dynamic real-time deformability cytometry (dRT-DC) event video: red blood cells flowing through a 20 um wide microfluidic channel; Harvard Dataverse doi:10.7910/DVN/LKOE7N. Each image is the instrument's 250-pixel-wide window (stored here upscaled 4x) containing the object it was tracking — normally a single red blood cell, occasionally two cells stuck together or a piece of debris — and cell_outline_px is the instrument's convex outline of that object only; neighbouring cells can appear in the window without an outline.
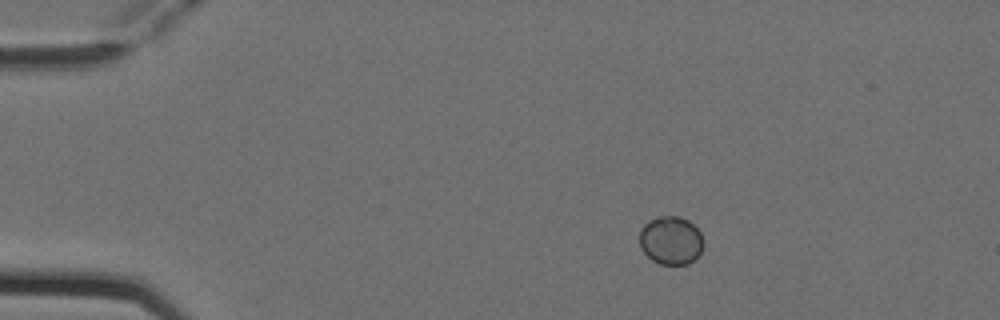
{"species": "Egyptian fruit bat (a non-hibernating species)", "species_latin": "Rousettus aegyptiacus", "temperature_condition": "cold", "stored_images_in_passage": 3, "camera_frame_rate_fps": 3000, "um_per_image_px": 0.085, "animal": {"sex": "female"}, "frame": {"image": 1, "passage_image": 2, "time_ms": 0.333, "image_size_px": [1000, 320], "cell_outline_px": [[704, 244], [700, 252], [688, 264], [660, 264], [652, 260], [640, 248], [640, 228], [648, 220], [660, 216], [680, 216], [688, 220], [700, 232], [704, 240]], "centroid_in_image_um": [57.01, 20.42], "position_along_channel_um": 28.0, "area_um2": 18.03}}